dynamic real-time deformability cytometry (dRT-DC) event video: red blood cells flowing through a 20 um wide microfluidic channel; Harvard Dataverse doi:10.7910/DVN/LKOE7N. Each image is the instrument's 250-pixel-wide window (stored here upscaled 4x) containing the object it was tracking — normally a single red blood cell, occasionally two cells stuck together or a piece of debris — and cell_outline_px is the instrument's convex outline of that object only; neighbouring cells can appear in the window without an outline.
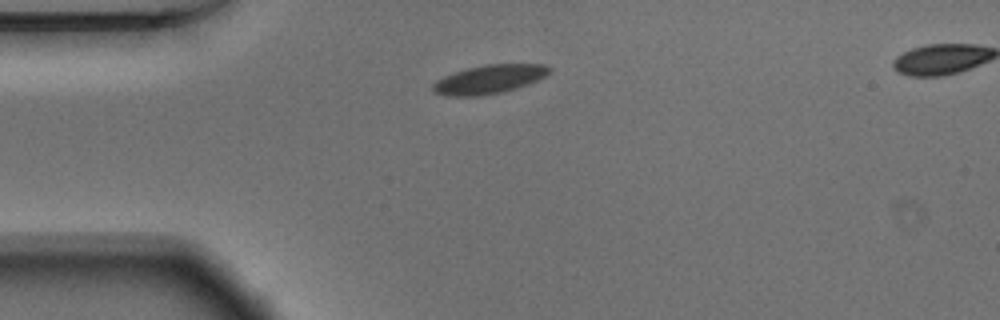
{"species": "Egyptian fruit bat (a non-hibernating species)", "species_latin": "Rousettus aegyptiacus", "temperature_condition": "warm", "stored_images_in_passage": 34, "camera_frame_rate_fps": 3000, "um_per_image_px": 0.085, "animal": {"sex": "male"}, "frame": {"image": 1, "passage_image": 1, "time_ms": 0.0, "image_size_px": [1000, 320], "cell_outline_px": [[552, 68], [544, 76], [528, 84], [516, 88], [500, 92], [480, 96], [448, 96], [436, 92], [432, 88], [432, 84], [436, 80], [444, 76], [468, 68], [484, 64], [548, 64]], "centroid_in_image_um": [41.58, 6.73], "position_along_channel_um": 43.4, "area_um2": 19.31}}
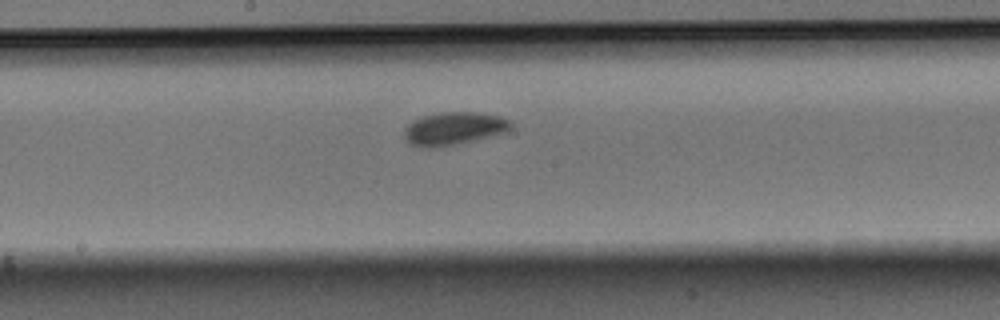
{"frame": {"image": 2, "passage_image": 16, "time_ms": 5.0, "image_size_px": [1000, 320], "cell_outline_px": [[512, 128], [504, 132], [488, 136], [452, 144], [432, 148], [428, 148], [408, 144], [404, 136], [404, 128], [412, 120], [420, 116], [440, 112], [476, 112], [500, 116], [512, 120]], "centroid_in_image_um": [38.53, 10.9], "position_along_channel_um": 209.7, "area_um2": 20.35}}
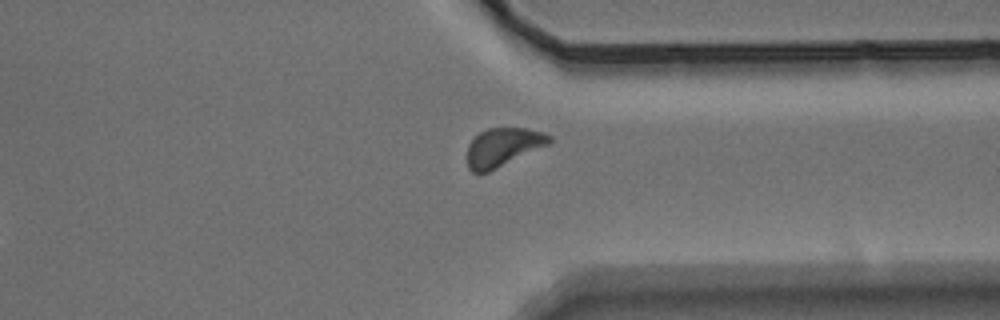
{"frame": {"image": 3, "passage_image": 29, "time_ms": 9.333, "image_size_px": [1000, 320], "cell_outline_px": [[552, 140], [548, 144], [488, 172], [472, 172], [468, 168], [468, 144], [480, 132], [488, 128], [524, 128], [544, 132], [552, 136]], "centroid_in_image_um": [42.75, 12.49], "position_along_channel_um": 368.6, "area_um2": 18.09}, "authors_computed_cell_mechanics": {"area_um2": 19.4497, "velocity_mm_per_s": 3.6939, "shape_relaxation_time_tau1_ms": 3.0734, "shape_relaxation_time_tau2_ms": 3.5413, "deformation_change_tau1": 0.0815, "deformation_change_tau2": 0.0776}}